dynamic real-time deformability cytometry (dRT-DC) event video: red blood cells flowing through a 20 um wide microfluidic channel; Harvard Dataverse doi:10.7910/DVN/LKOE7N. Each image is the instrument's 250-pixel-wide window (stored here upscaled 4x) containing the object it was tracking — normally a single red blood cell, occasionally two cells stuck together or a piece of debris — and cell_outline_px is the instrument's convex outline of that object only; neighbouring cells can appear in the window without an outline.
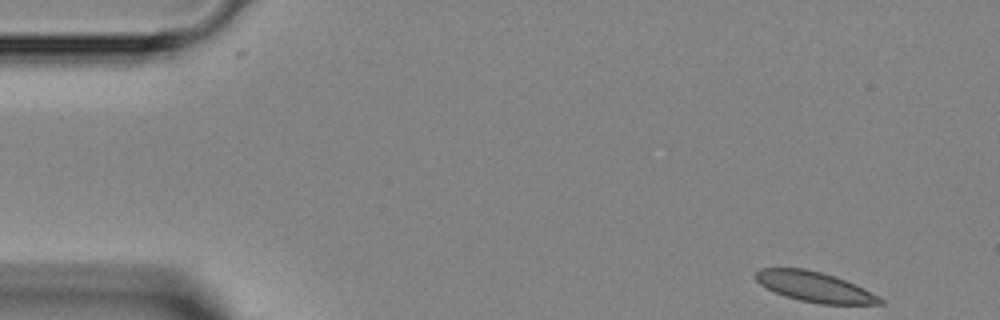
{"species": "Egyptian fruit bat (a non-hibernating species)", "species_latin": "Rousettus aegyptiacus", "temperature_condition": "room temperature", "stored_images_in_passage": 4, "camera_frame_rate_fps": 3000, "um_per_image_px": 0.085, "animal": {"sex": "female"}, "frame": {"image": 1, "passage_image": 1, "time_ms": 0.0, "image_size_px": [1000, 320], "cell_outline_px": [[884, 304], [820, 304], [800, 300], [784, 296], [760, 284], [752, 276], [760, 268], [804, 268], [820, 272], [844, 280], [864, 288], [880, 296], [884, 300]], "centroid_in_image_um": [69.24, 24.38], "position_along_channel_um": 15.8, "area_um2": 21.73}}